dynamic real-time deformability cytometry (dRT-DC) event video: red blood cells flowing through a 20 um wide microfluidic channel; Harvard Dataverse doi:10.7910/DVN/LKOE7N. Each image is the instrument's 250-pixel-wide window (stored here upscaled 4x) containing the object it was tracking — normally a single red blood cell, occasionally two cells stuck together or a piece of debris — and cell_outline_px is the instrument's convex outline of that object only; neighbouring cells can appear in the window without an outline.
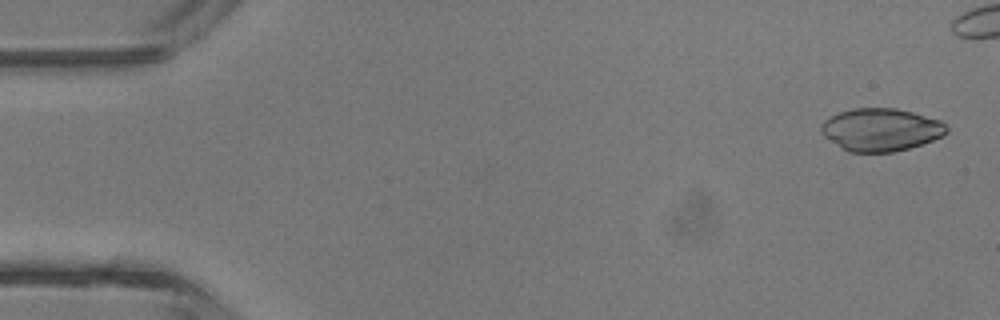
{"species": "common noctule bat (a hibernating species)", "species_latin": "Nyctalus noctula", "temperature_condition": "room temperature", "stored_images_in_passage": 4, "camera_frame_rate_fps": 3000, "um_per_image_px": 0.085, "animal": {"sex": "male", "body_mass_g": 13.3}, "frame": {"image": 1, "passage_image": 1, "time_ms": 0.0, "image_size_px": [1000, 320], "cell_outline_px": [[948, 132], [944, 136], [896, 152], [848, 152], [840, 148], [824, 136], [820, 132], [820, 124], [824, 120], [840, 112], [852, 108], [896, 108], [912, 112], [940, 120], [948, 124]], "centroid_in_image_um": [74.87, 11.02], "position_along_channel_um": 10.1, "area_um2": 31.44}}